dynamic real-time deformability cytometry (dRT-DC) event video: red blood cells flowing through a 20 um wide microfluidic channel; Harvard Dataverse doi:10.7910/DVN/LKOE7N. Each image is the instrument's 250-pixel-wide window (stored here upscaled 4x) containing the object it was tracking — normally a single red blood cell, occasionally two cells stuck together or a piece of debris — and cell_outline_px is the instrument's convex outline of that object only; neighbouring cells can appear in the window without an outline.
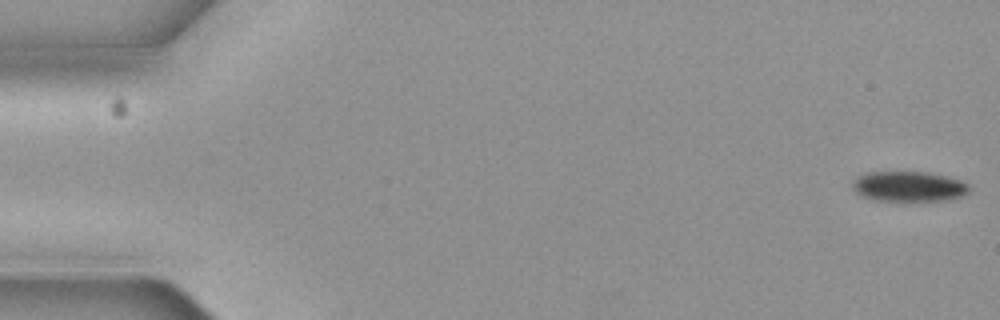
{"species": "common noctule bat (a hibernating species)", "species_latin": "Nyctalus noctula", "temperature_condition": "cold", "stored_images_in_passage": 7, "camera_frame_rate_fps": 3000, "um_per_image_px": 0.085, "animal": {"sex": "female", "body_mass_g": 19.3, "forearm_length_mm": 54.1}, "frame": {"image": 1, "passage_image": 1, "time_ms": 0.0, "image_size_px": [1000, 320], "cell_outline_px": [[968, 192], [960, 196], [944, 200], [872, 200], [860, 196], [852, 188], [852, 184], [860, 176], [868, 172], [928, 172], [960, 180], [968, 184]], "centroid_in_image_um": [77.21, 15.84], "position_along_channel_um": 7.8, "area_um2": 20.17}}
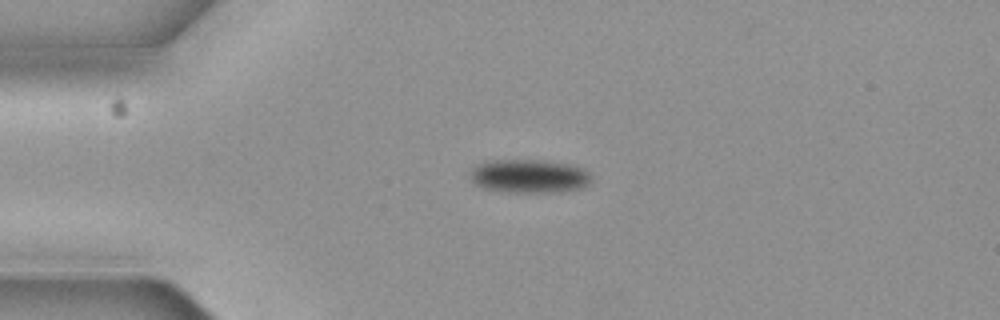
{"frame": {"image": 2, "passage_image": 5, "time_ms": 1.333, "image_size_px": [1000, 320], "cell_outline_px": [[592, 180], [584, 188], [560, 192], [508, 192], [484, 188], [476, 184], [472, 180], [468, 172], [476, 164], [492, 160], [544, 160], [568, 164], [584, 168], [592, 176]], "centroid_in_image_um": [45.0, 14.97], "position_along_channel_um": 40.0, "area_um2": 23.99}}